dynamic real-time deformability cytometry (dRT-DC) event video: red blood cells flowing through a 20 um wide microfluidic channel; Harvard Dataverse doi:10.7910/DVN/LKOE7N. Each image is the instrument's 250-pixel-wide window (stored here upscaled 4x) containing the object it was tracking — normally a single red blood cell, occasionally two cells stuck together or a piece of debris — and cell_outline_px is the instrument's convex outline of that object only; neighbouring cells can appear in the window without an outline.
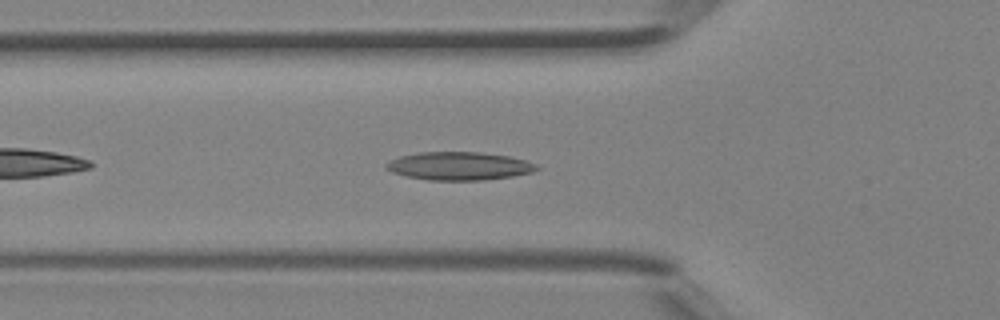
{"species": "Egyptian fruit bat (a non-hibernating species)", "species_latin": "Rousettus aegyptiacus", "temperature_condition": "room temperature", "stored_images_in_passage": 28, "camera_frame_rate_fps": 3000, "um_per_image_px": 0.085, "animal": {"sex": "female"}, "frame": {"image": 1, "passage_image": 5, "time_ms": 1.333, "image_size_px": [1000, 320], "cell_outline_px": [[540, 168], [532, 172], [512, 176], [484, 180], [428, 180], [408, 176], [392, 172], [384, 168], [384, 164], [400, 156], [420, 152], [480, 152], [508, 156], [524, 160], [536, 164]], "centroid_in_image_um": [39.02, 14.11], "position_along_channel_um": 86.8, "area_um2": 24.57}}
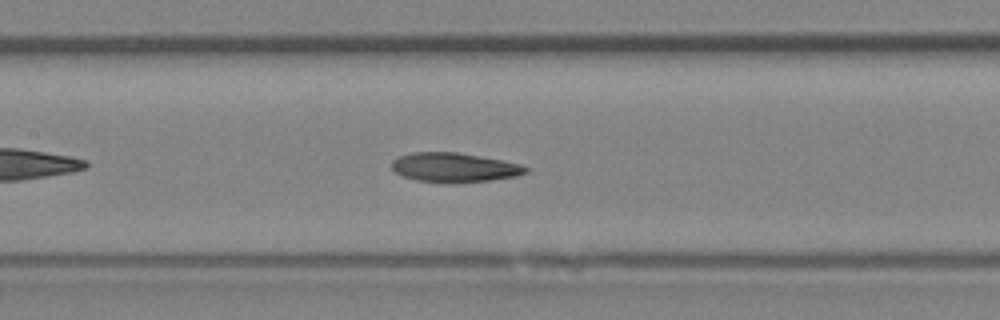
{"frame": {"image": 2, "passage_image": 10, "time_ms": 3.0, "image_size_px": [1000, 320], "cell_outline_px": [[532, 168], [528, 172], [516, 176], [492, 180], [452, 184], [416, 180], [400, 176], [392, 168], [392, 160], [400, 156], [412, 152], [456, 152], [504, 160], [520, 164]], "centroid_in_image_um": [38.64, 14.25], "position_along_channel_um": 168.8, "area_um2": 23.29}}
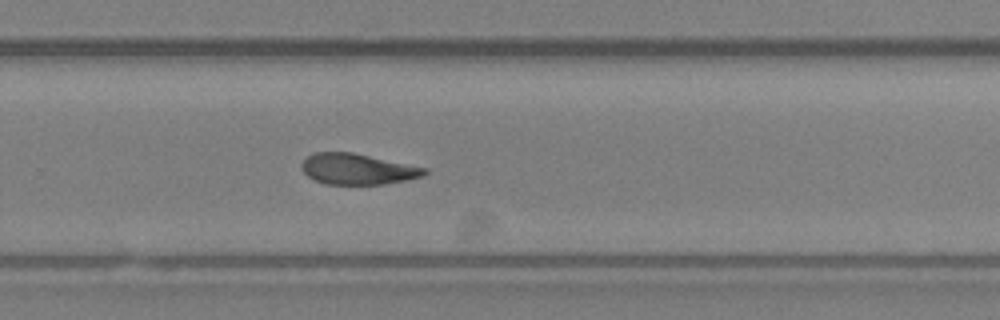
{"frame": {"image": 3, "passage_image": 18, "time_ms": 5.667, "image_size_px": [1000, 320], "cell_outline_px": [[428, 172], [424, 176], [384, 184], [324, 184], [308, 176], [304, 172], [300, 164], [312, 152], [352, 152], [428, 168]], "centroid_in_image_um": [30.39, 14.36], "position_along_channel_um": 299.4, "area_um2": 22.02}}